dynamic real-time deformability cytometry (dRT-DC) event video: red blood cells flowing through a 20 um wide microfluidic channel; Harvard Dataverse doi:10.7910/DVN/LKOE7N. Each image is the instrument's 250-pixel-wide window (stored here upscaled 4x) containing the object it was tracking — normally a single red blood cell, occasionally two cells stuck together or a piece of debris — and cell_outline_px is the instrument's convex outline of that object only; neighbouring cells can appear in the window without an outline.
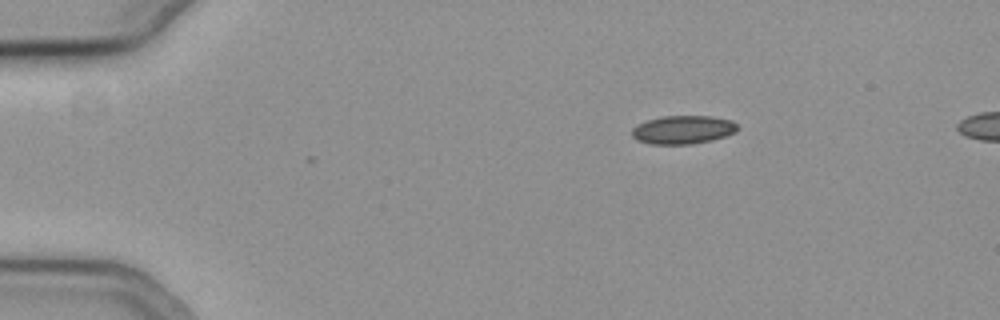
{"species": "common noctule bat (a hibernating species)", "species_latin": "Nyctalus noctula", "temperature_condition": "cold", "stored_images_in_passage": 48, "segment_of_instrument_passage": [1, 2], "camera_frame_rate_fps": 3000, "um_per_image_px": 0.085, "animal": {"sex": "female", "body_mass_g": 19.3, "forearm_length_mm": 54.1}, "frame": {"image": 1, "passage_image": 1, "time_ms": 0.0, "image_size_px": [1000, 320], "cell_outline_px": [[736, 132], [712, 140], [692, 144], [652, 144], [636, 140], [632, 136], [632, 128], [636, 124], [648, 120], [664, 116], [712, 116], [732, 120], [736, 124]], "centroid_in_image_um": [58.03, 11.02], "position_along_channel_um": 27.0, "area_um2": 17.46}}
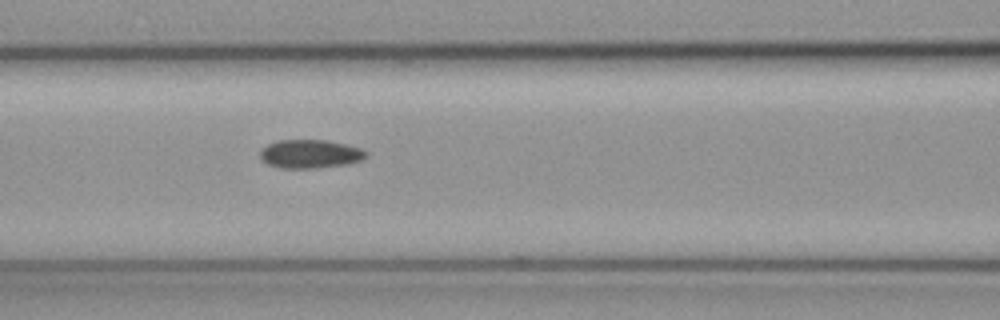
{"frame": {"image": 2, "passage_image": 16, "time_ms": 5.0, "image_size_px": [1000, 320], "cell_outline_px": [[368, 156], [360, 160], [348, 164], [320, 168], [280, 168], [268, 164], [260, 156], [260, 152], [268, 144], [280, 140], [324, 140], [344, 144], [360, 148]], "centroid_in_image_um": [26.36, 13.09], "position_along_channel_um": 140.2, "area_um2": 17.4}}
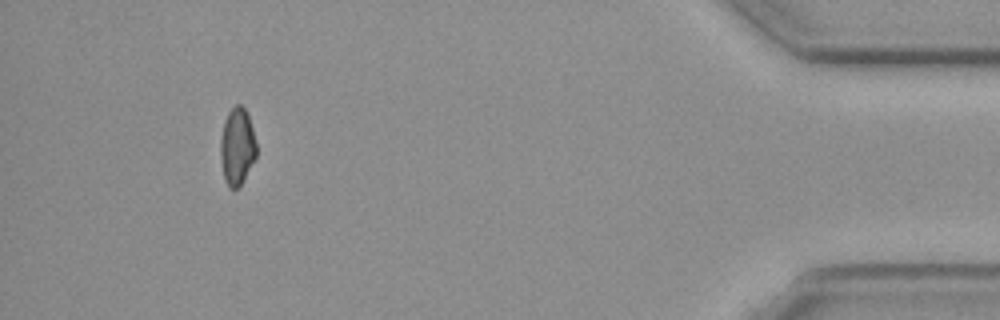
{"frame": {"image": 3, "passage_image": 43, "time_ms": 14.0, "image_size_px": [1000, 320], "cell_outline_px": [[256, 156], [240, 188], [228, 188], [224, 180], [220, 156], [220, 140], [224, 120], [228, 112], [236, 104], [240, 104], [244, 108], [248, 116], [252, 128], [256, 144]], "centroid_in_image_um": [20.14, 12.48], "position_along_channel_um": 415.1, "area_um2": 16.24}}